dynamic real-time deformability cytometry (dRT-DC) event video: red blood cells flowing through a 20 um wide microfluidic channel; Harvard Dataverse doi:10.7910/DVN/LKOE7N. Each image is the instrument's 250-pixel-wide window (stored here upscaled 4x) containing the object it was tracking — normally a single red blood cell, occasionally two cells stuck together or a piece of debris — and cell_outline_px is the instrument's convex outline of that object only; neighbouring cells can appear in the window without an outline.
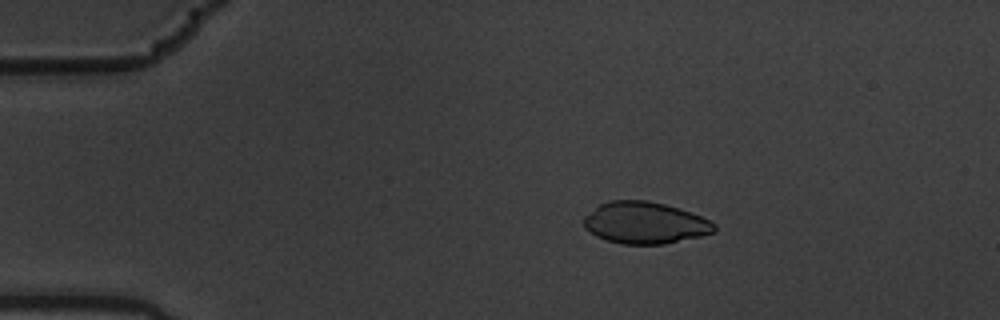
{"species": "common noctule bat (a hibernating species)", "species_latin": "Nyctalus noctula", "temperature_condition": "warm", "stored_images_in_passage": 5, "camera_frame_rate_fps": 3000, "um_per_image_px": 0.085, "animal": {"sex": "male", "body_mass_g": 19.5, "forearm_length_mm": 54.6}, "frame": {"image": 1, "passage_image": 4, "time_ms": 1.0, "image_size_px": [1000, 320], "cell_outline_px": [[716, 232], [700, 236], [664, 244], [624, 244], [608, 240], [596, 236], [584, 228], [584, 216], [600, 204], [608, 200], [648, 200], [664, 204], [700, 216], [716, 224]], "centroid_in_image_um": [54.8, 18.94], "position_along_channel_um": 30.2, "area_um2": 31.56}}